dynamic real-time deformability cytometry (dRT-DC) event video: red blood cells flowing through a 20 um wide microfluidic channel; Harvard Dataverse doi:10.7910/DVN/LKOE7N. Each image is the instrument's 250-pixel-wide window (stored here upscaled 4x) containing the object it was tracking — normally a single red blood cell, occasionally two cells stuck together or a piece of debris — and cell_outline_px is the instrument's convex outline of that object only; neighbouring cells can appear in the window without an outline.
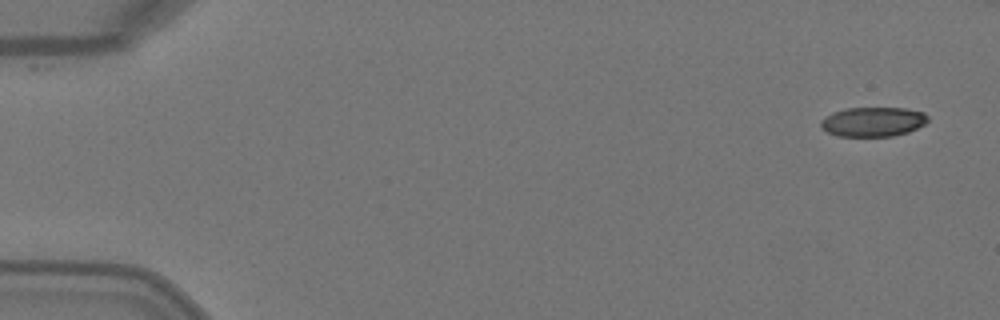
{"species": "Egyptian fruit bat (a non-hibernating species)", "species_latin": "Rousettus aegyptiacus", "temperature_condition": "warm", "stored_images_in_passage": 4, "camera_frame_rate_fps": 3000, "um_per_image_px": 0.085, "animal": {"sex": "female"}, "frame": {"image": 1, "passage_image": 1, "time_ms": 0.0, "image_size_px": [1000, 320], "cell_outline_px": [[928, 120], [924, 124], [908, 132], [892, 136], [836, 136], [820, 128], [820, 120], [824, 116], [832, 112], [844, 108], [904, 108], [924, 112], [928, 116]], "centroid_in_image_um": [74.16, 10.34], "position_along_channel_um": 10.8, "area_um2": 18.55}}
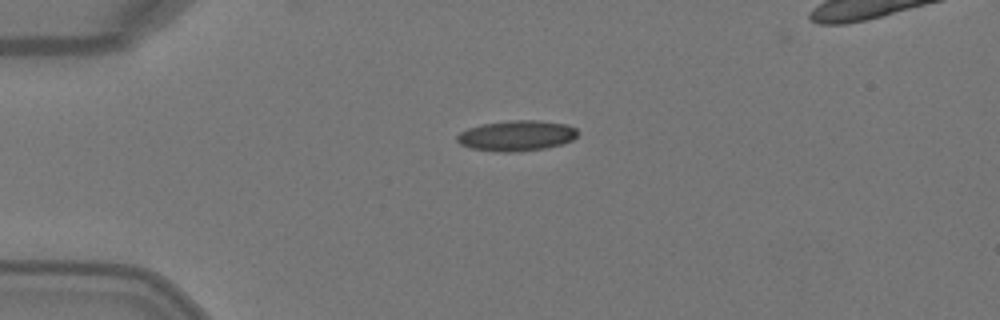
{"frame": {"image": 2, "passage_image": 3, "time_ms": 0.667, "image_size_px": [1000, 320], "cell_outline_px": [[576, 136], [572, 140], [560, 144], [544, 148], [520, 152], [500, 152], [472, 148], [460, 144], [456, 140], [456, 136], [460, 132], [468, 128], [484, 124], [508, 120], [540, 120], [568, 124], [576, 128]], "centroid_in_image_um": [43.9, 11.53], "position_along_channel_um": 41.1, "area_um2": 21.44}}